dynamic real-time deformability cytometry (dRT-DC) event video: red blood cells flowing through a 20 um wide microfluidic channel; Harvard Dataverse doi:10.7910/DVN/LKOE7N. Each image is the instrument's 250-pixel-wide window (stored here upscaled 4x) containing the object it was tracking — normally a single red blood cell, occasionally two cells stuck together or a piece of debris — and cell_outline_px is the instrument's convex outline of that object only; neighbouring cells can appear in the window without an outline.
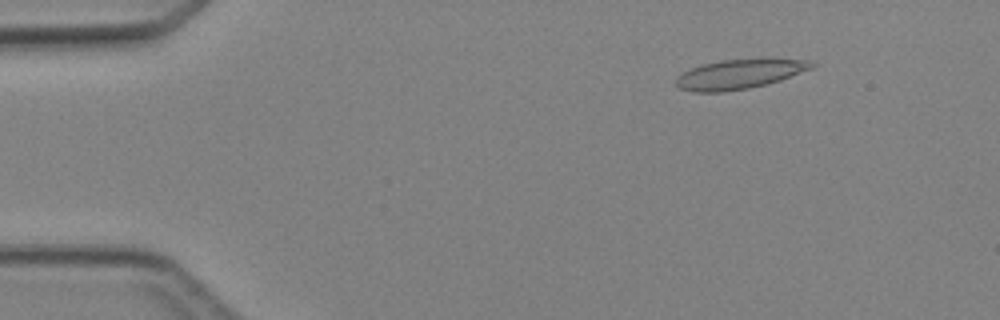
{"species": "Egyptian fruit bat (a non-hibernating species)", "species_latin": "Rousettus aegyptiacus", "temperature_condition": "cold", "stored_images_in_passage": 4, "camera_frame_rate_fps": 3000, "um_per_image_px": 0.085, "animal": {"sex": "female"}, "frame": {"image": 1, "passage_image": 2, "time_ms": 1.333, "image_size_px": [1000, 320], "cell_outline_px": [[816, 64], [812, 68], [780, 80], [768, 84], [748, 88], [724, 92], [692, 92], [680, 88], [676, 84], [676, 76], [700, 64], [720, 60], [764, 56], [812, 60]], "centroid_in_image_um": [62.92, 6.25], "position_along_channel_um": 22.1, "area_um2": 24.28}}